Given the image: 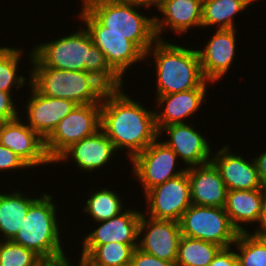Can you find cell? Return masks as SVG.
Listing matches in <instances>:
<instances>
[{
    "label": "cell",
    "mask_w": 266,
    "mask_h": 266,
    "mask_svg": "<svg viewBox=\"0 0 266 266\" xmlns=\"http://www.w3.org/2000/svg\"><path fill=\"white\" fill-rule=\"evenodd\" d=\"M138 245L109 242L96 246L83 260L90 266H130Z\"/></svg>",
    "instance_id": "obj_28"
},
{
    "label": "cell",
    "mask_w": 266,
    "mask_h": 266,
    "mask_svg": "<svg viewBox=\"0 0 266 266\" xmlns=\"http://www.w3.org/2000/svg\"><path fill=\"white\" fill-rule=\"evenodd\" d=\"M114 153H117L115 146L105 132L99 129L95 134L71 145L55 160L54 165L59 162L61 165V162L72 158L78 169L93 173L113 161Z\"/></svg>",
    "instance_id": "obj_17"
},
{
    "label": "cell",
    "mask_w": 266,
    "mask_h": 266,
    "mask_svg": "<svg viewBox=\"0 0 266 266\" xmlns=\"http://www.w3.org/2000/svg\"><path fill=\"white\" fill-rule=\"evenodd\" d=\"M231 247L221 248L208 266H239L236 250Z\"/></svg>",
    "instance_id": "obj_35"
},
{
    "label": "cell",
    "mask_w": 266,
    "mask_h": 266,
    "mask_svg": "<svg viewBox=\"0 0 266 266\" xmlns=\"http://www.w3.org/2000/svg\"><path fill=\"white\" fill-rule=\"evenodd\" d=\"M245 1L250 5V4H253V2L258 1V0H245Z\"/></svg>",
    "instance_id": "obj_41"
},
{
    "label": "cell",
    "mask_w": 266,
    "mask_h": 266,
    "mask_svg": "<svg viewBox=\"0 0 266 266\" xmlns=\"http://www.w3.org/2000/svg\"><path fill=\"white\" fill-rule=\"evenodd\" d=\"M235 247L239 266H266V238H259L249 232L239 233Z\"/></svg>",
    "instance_id": "obj_30"
},
{
    "label": "cell",
    "mask_w": 266,
    "mask_h": 266,
    "mask_svg": "<svg viewBox=\"0 0 266 266\" xmlns=\"http://www.w3.org/2000/svg\"><path fill=\"white\" fill-rule=\"evenodd\" d=\"M46 262L32 250L12 240H0V266H44Z\"/></svg>",
    "instance_id": "obj_31"
},
{
    "label": "cell",
    "mask_w": 266,
    "mask_h": 266,
    "mask_svg": "<svg viewBox=\"0 0 266 266\" xmlns=\"http://www.w3.org/2000/svg\"><path fill=\"white\" fill-rule=\"evenodd\" d=\"M70 260H65L59 263H46L44 266H71Z\"/></svg>",
    "instance_id": "obj_39"
},
{
    "label": "cell",
    "mask_w": 266,
    "mask_h": 266,
    "mask_svg": "<svg viewBox=\"0 0 266 266\" xmlns=\"http://www.w3.org/2000/svg\"><path fill=\"white\" fill-rule=\"evenodd\" d=\"M163 132L170 137L163 142L177 154L187 168L211 161L210 142L194 126L188 123L171 124L159 130V137Z\"/></svg>",
    "instance_id": "obj_16"
},
{
    "label": "cell",
    "mask_w": 266,
    "mask_h": 266,
    "mask_svg": "<svg viewBox=\"0 0 266 266\" xmlns=\"http://www.w3.org/2000/svg\"><path fill=\"white\" fill-rule=\"evenodd\" d=\"M237 29H216L212 38L197 50L204 78L212 84L222 80L235 59Z\"/></svg>",
    "instance_id": "obj_15"
},
{
    "label": "cell",
    "mask_w": 266,
    "mask_h": 266,
    "mask_svg": "<svg viewBox=\"0 0 266 266\" xmlns=\"http://www.w3.org/2000/svg\"><path fill=\"white\" fill-rule=\"evenodd\" d=\"M76 266H90V265L87 264L83 259H80L78 265Z\"/></svg>",
    "instance_id": "obj_40"
},
{
    "label": "cell",
    "mask_w": 266,
    "mask_h": 266,
    "mask_svg": "<svg viewBox=\"0 0 266 266\" xmlns=\"http://www.w3.org/2000/svg\"><path fill=\"white\" fill-rule=\"evenodd\" d=\"M12 95V93L0 90V122L20 117L19 115L21 113L16 109L17 106L14 104L15 101L12 98Z\"/></svg>",
    "instance_id": "obj_34"
},
{
    "label": "cell",
    "mask_w": 266,
    "mask_h": 266,
    "mask_svg": "<svg viewBox=\"0 0 266 266\" xmlns=\"http://www.w3.org/2000/svg\"><path fill=\"white\" fill-rule=\"evenodd\" d=\"M190 182L191 202L198 206L224 207L226 185L212 161L189 167L186 170Z\"/></svg>",
    "instance_id": "obj_20"
},
{
    "label": "cell",
    "mask_w": 266,
    "mask_h": 266,
    "mask_svg": "<svg viewBox=\"0 0 266 266\" xmlns=\"http://www.w3.org/2000/svg\"><path fill=\"white\" fill-rule=\"evenodd\" d=\"M49 193H43L29 207L27 215L12 239L28 248L46 263L68 260L61 244V232L57 221V206Z\"/></svg>",
    "instance_id": "obj_6"
},
{
    "label": "cell",
    "mask_w": 266,
    "mask_h": 266,
    "mask_svg": "<svg viewBox=\"0 0 266 266\" xmlns=\"http://www.w3.org/2000/svg\"><path fill=\"white\" fill-rule=\"evenodd\" d=\"M30 83L43 95L71 100L77 105L101 103L109 89L88 71H69L45 66L32 52Z\"/></svg>",
    "instance_id": "obj_5"
},
{
    "label": "cell",
    "mask_w": 266,
    "mask_h": 266,
    "mask_svg": "<svg viewBox=\"0 0 266 266\" xmlns=\"http://www.w3.org/2000/svg\"><path fill=\"white\" fill-rule=\"evenodd\" d=\"M264 191L265 189L227 190L224 210L239 233L249 232L243 226L258 222Z\"/></svg>",
    "instance_id": "obj_23"
},
{
    "label": "cell",
    "mask_w": 266,
    "mask_h": 266,
    "mask_svg": "<svg viewBox=\"0 0 266 266\" xmlns=\"http://www.w3.org/2000/svg\"><path fill=\"white\" fill-rule=\"evenodd\" d=\"M142 211L128 209L108 220L97 222L95 230L84 235L81 257L84 259L96 246L109 242L138 245Z\"/></svg>",
    "instance_id": "obj_13"
},
{
    "label": "cell",
    "mask_w": 266,
    "mask_h": 266,
    "mask_svg": "<svg viewBox=\"0 0 266 266\" xmlns=\"http://www.w3.org/2000/svg\"><path fill=\"white\" fill-rule=\"evenodd\" d=\"M179 224L183 236L212 242L222 248L232 246L239 234L224 207L191 204L184 211Z\"/></svg>",
    "instance_id": "obj_7"
},
{
    "label": "cell",
    "mask_w": 266,
    "mask_h": 266,
    "mask_svg": "<svg viewBox=\"0 0 266 266\" xmlns=\"http://www.w3.org/2000/svg\"><path fill=\"white\" fill-rule=\"evenodd\" d=\"M89 197L83 211L89 214L95 223L108 220L125 211L123 200L120 199L122 197L110 188H98L97 191H92Z\"/></svg>",
    "instance_id": "obj_27"
},
{
    "label": "cell",
    "mask_w": 266,
    "mask_h": 266,
    "mask_svg": "<svg viewBox=\"0 0 266 266\" xmlns=\"http://www.w3.org/2000/svg\"><path fill=\"white\" fill-rule=\"evenodd\" d=\"M23 49L16 47H0V90L11 93L14 89L18 91L23 88L27 79L18 75L19 63L23 56ZM13 87V88H12Z\"/></svg>",
    "instance_id": "obj_29"
},
{
    "label": "cell",
    "mask_w": 266,
    "mask_h": 266,
    "mask_svg": "<svg viewBox=\"0 0 266 266\" xmlns=\"http://www.w3.org/2000/svg\"><path fill=\"white\" fill-rule=\"evenodd\" d=\"M202 3L203 0H166L157 10L162 18L154 16L157 39L163 40L161 35L167 27L180 35L190 28L202 27Z\"/></svg>",
    "instance_id": "obj_21"
},
{
    "label": "cell",
    "mask_w": 266,
    "mask_h": 266,
    "mask_svg": "<svg viewBox=\"0 0 266 266\" xmlns=\"http://www.w3.org/2000/svg\"><path fill=\"white\" fill-rule=\"evenodd\" d=\"M208 83L211 82L206 80L199 88L157 96L155 100L159 111H155V119L158 131L171 124L186 123V118L190 120L191 115L207 100ZM162 105L164 108H161Z\"/></svg>",
    "instance_id": "obj_19"
},
{
    "label": "cell",
    "mask_w": 266,
    "mask_h": 266,
    "mask_svg": "<svg viewBox=\"0 0 266 266\" xmlns=\"http://www.w3.org/2000/svg\"><path fill=\"white\" fill-rule=\"evenodd\" d=\"M159 140L158 137L145 150L130 160L131 168H133L132 174L142 184L143 194L187 170V167L176 169L177 161H180L179 157L169 146Z\"/></svg>",
    "instance_id": "obj_9"
},
{
    "label": "cell",
    "mask_w": 266,
    "mask_h": 266,
    "mask_svg": "<svg viewBox=\"0 0 266 266\" xmlns=\"http://www.w3.org/2000/svg\"><path fill=\"white\" fill-rule=\"evenodd\" d=\"M30 96L27 101L26 124L44 140L53 132L58 123L67 116L76 103L71 100L54 98L41 94L31 83Z\"/></svg>",
    "instance_id": "obj_14"
},
{
    "label": "cell",
    "mask_w": 266,
    "mask_h": 266,
    "mask_svg": "<svg viewBox=\"0 0 266 266\" xmlns=\"http://www.w3.org/2000/svg\"><path fill=\"white\" fill-rule=\"evenodd\" d=\"M0 144L11 149L30 168L53 163L47 155L45 140L23 120L0 122Z\"/></svg>",
    "instance_id": "obj_12"
},
{
    "label": "cell",
    "mask_w": 266,
    "mask_h": 266,
    "mask_svg": "<svg viewBox=\"0 0 266 266\" xmlns=\"http://www.w3.org/2000/svg\"><path fill=\"white\" fill-rule=\"evenodd\" d=\"M229 148L225 145L211 157L227 190L265 189L259 180L254 158L247 161L241 154L232 153Z\"/></svg>",
    "instance_id": "obj_18"
},
{
    "label": "cell",
    "mask_w": 266,
    "mask_h": 266,
    "mask_svg": "<svg viewBox=\"0 0 266 266\" xmlns=\"http://www.w3.org/2000/svg\"><path fill=\"white\" fill-rule=\"evenodd\" d=\"M33 54L47 67L69 71H88L109 89L123 87V79L109 66L105 55L93 44L88 30L79 31L53 41L36 44Z\"/></svg>",
    "instance_id": "obj_2"
},
{
    "label": "cell",
    "mask_w": 266,
    "mask_h": 266,
    "mask_svg": "<svg viewBox=\"0 0 266 266\" xmlns=\"http://www.w3.org/2000/svg\"><path fill=\"white\" fill-rule=\"evenodd\" d=\"M101 129L116 150L125 149L129 161L159 137L155 109L147 110L123 87L108 89L101 102Z\"/></svg>",
    "instance_id": "obj_1"
},
{
    "label": "cell",
    "mask_w": 266,
    "mask_h": 266,
    "mask_svg": "<svg viewBox=\"0 0 266 266\" xmlns=\"http://www.w3.org/2000/svg\"><path fill=\"white\" fill-rule=\"evenodd\" d=\"M126 1L131 2L136 6L144 7L147 9L155 6V8H157L156 10H158L166 0H126Z\"/></svg>",
    "instance_id": "obj_38"
},
{
    "label": "cell",
    "mask_w": 266,
    "mask_h": 266,
    "mask_svg": "<svg viewBox=\"0 0 266 266\" xmlns=\"http://www.w3.org/2000/svg\"><path fill=\"white\" fill-rule=\"evenodd\" d=\"M144 196L147 204L144 214L148 213L154 219L179 222L184 211L192 204L187 172L151 188Z\"/></svg>",
    "instance_id": "obj_10"
},
{
    "label": "cell",
    "mask_w": 266,
    "mask_h": 266,
    "mask_svg": "<svg viewBox=\"0 0 266 266\" xmlns=\"http://www.w3.org/2000/svg\"><path fill=\"white\" fill-rule=\"evenodd\" d=\"M157 39L146 52L156 69V97L199 88L204 78L196 48H187Z\"/></svg>",
    "instance_id": "obj_4"
},
{
    "label": "cell",
    "mask_w": 266,
    "mask_h": 266,
    "mask_svg": "<svg viewBox=\"0 0 266 266\" xmlns=\"http://www.w3.org/2000/svg\"><path fill=\"white\" fill-rule=\"evenodd\" d=\"M254 160L261 185L266 188V152H263L259 157H254Z\"/></svg>",
    "instance_id": "obj_37"
},
{
    "label": "cell",
    "mask_w": 266,
    "mask_h": 266,
    "mask_svg": "<svg viewBox=\"0 0 266 266\" xmlns=\"http://www.w3.org/2000/svg\"><path fill=\"white\" fill-rule=\"evenodd\" d=\"M101 129V103L82 104L65 116L45 139L48 157L55 160L71 145Z\"/></svg>",
    "instance_id": "obj_8"
},
{
    "label": "cell",
    "mask_w": 266,
    "mask_h": 266,
    "mask_svg": "<svg viewBox=\"0 0 266 266\" xmlns=\"http://www.w3.org/2000/svg\"><path fill=\"white\" fill-rule=\"evenodd\" d=\"M10 193V194H9ZM0 192V233L1 240H12L19 232L30 205L38 198L24 195L20 190Z\"/></svg>",
    "instance_id": "obj_24"
},
{
    "label": "cell",
    "mask_w": 266,
    "mask_h": 266,
    "mask_svg": "<svg viewBox=\"0 0 266 266\" xmlns=\"http://www.w3.org/2000/svg\"><path fill=\"white\" fill-rule=\"evenodd\" d=\"M222 247L208 241L181 236L177 266H208Z\"/></svg>",
    "instance_id": "obj_26"
},
{
    "label": "cell",
    "mask_w": 266,
    "mask_h": 266,
    "mask_svg": "<svg viewBox=\"0 0 266 266\" xmlns=\"http://www.w3.org/2000/svg\"><path fill=\"white\" fill-rule=\"evenodd\" d=\"M30 168L17 154L11 149L0 144V172L18 171L19 169Z\"/></svg>",
    "instance_id": "obj_32"
},
{
    "label": "cell",
    "mask_w": 266,
    "mask_h": 266,
    "mask_svg": "<svg viewBox=\"0 0 266 266\" xmlns=\"http://www.w3.org/2000/svg\"><path fill=\"white\" fill-rule=\"evenodd\" d=\"M258 225L259 227H257L258 229L256 228L255 232L252 233L249 231V233L259 238H266V188L262 199L261 213L258 220Z\"/></svg>",
    "instance_id": "obj_36"
},
{
    "label": "cell",
    "mask_w": 266,
    "mask_h": 266,
    "mask_svg": "<svg viewBox=\"0 0 266 266\" xmlns=\"http://www.w3.org/2000/svg\"><path fill=\"white\" fill-rule=\"evenodd\" d=\"M78 18L89 33H117L134 42L145 54L157 40L154 16L139 13L143 7L126 0H82Z\"/></svg>",
    "instance_id": "obj_3"
},
{
    "label": "cell",
    "mask_w": 266,
    "mask_h": 266,
    "mask_svg": "<svg viewBox=\"0 0 266 266\" xmlns=\"http://www.w3.org/2000/svg\"><path fill=\"white\" fill-rule=\"evenodd\" d=\"M249 6L245 0H203L202 28L216 25L217 29H234V16Z\"/></svg>",
    "instance_id": "obj_25"
},
{
    "label": "cell",
    "mask_w": 266,
    "mask_h": 266,
    "mask_svg": "<svg viewBox=\"0 0 266 266\" xmlns=\"http://www.w3.org/2000/svg\"><path fill=\"white\" fill-rule=\"evenodd\" d=\"M181 236L179 222L146 217L142 212L137 247L141 251L161 260L176 262Z\"/></svg>",
    "instance_id": "obj_11"
},
{
    "label": "cell",
    "mask_w": 266,
    "mask_h": 266,
    "mask_svg": "<svg viewBox=\"0 0 266 266\" xmlns=\"http://www.w3.org/2000/svg\"><path fill=\"white\" fill-rule=\"evenodd\" d=\"M130 266H177L176 262L161 260L135 248L131 257Z\"/></svg>",
    "instance_id": "obj_33"
},
{
    "label": "cell",
    "mask_w": 266,
    "mask_h": 266,
    "mask_svg": "<svg viewBox=\"0 0 266 266\" xmlns=\"http://www.w3.org/2000/svg\"><path fill=\"white\" fill-rule=\"evenodd\" d=\"M93 44L105 55L109 66L123 79L125 72L146 59V54L131 40L117 33H89Z\"/></svg>",
    "instance_id": "obj_22"
}]
</instances>
